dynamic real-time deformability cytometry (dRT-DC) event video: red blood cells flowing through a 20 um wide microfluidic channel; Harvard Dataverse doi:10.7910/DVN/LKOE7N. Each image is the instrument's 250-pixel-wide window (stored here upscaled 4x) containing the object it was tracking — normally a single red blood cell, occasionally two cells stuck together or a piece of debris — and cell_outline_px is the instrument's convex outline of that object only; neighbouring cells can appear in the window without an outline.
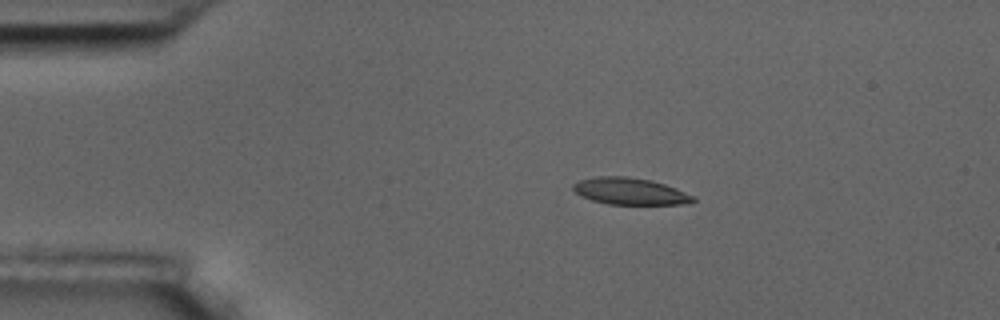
{"species": "common noctule bat (a hibernating species)", "species_latin": "Nyctalus noctula", "temperature_condition": "room temperature", "stored_images_in_passage": 5, "camera_frame_rate_fps": 3000, "um_per_image_px": 0.085, "animal": {"sex": "male", "body_mass_g": 17.5, "forearm_length_mm": 52.3}, "frame": {"image": 1, "passage_image": 3, "time_ms": 2.667, "image_size_px": [1000, 320], "cell_outline_px": [[696, 200], [692, 204], [608, 204], [592, 200], [580, 196], [572, 188], [572, 184], [580, 180], [596, 176], [624, 176], [648, 180], [664, 184], [676, 188], [696, 196]], "centroid_in_image_um": [53.58, 16.26], "position_along_channel_um": 31.4, "area_um2": 18.79}}